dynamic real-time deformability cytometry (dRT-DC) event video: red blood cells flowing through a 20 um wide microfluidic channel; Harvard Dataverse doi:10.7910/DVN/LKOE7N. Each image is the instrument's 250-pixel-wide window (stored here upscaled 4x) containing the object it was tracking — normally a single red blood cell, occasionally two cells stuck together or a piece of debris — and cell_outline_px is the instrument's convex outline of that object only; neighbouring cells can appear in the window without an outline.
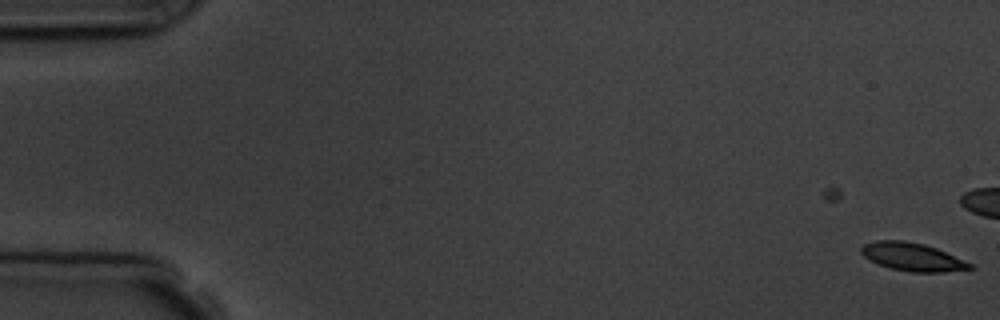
{"species": "common noctule bat (a hibernating species)", "species_latin": "Nyctalus noctula", "temperature_condition": "room temperature", "stored_images_in_passage": 2, "camera_frame_rate_fps": 3000, "um_per_image_px": 0.085, "animal": {"sex": "male", "body_mass_g": 19.5, "forearm_length_mm": 54.6}, "frame": {"image": 1, "passage_image": 2, "time_ms": 1.0, "image_size_px": [1000, 320], "cell_outline_px": [[976, 268], [944, 272], [912, 272], [892, 268], [880, 264], [864, 256], [860, 252], [860, 248], [864, 244], [876, 240], [904, 240], [924, 244], [936, 248], [972, 264]], "centroid_in_image_um": [77.56, 21.83], "position_along_channel_um": 7.4, "area_um2": 17.57}}